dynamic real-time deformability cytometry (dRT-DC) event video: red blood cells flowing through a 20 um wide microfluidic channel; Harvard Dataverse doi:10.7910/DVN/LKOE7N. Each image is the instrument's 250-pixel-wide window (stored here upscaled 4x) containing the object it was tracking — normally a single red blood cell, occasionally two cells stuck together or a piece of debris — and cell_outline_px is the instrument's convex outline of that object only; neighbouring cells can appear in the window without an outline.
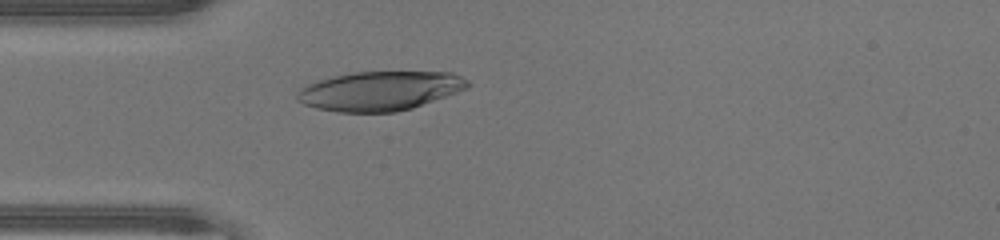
{"species": "human", "species_latin": "Homo sapiens", "temperature_condition": "warm", "stored_images_in_passage": 40, "camera_frame_rate_fps": 3000, "um_per_image_px": 0.085, "donor": {"sex": "male"}, "frame": {"image": 1, "passage_image": 13, "time_ms": 4.0, "image_size_px": [1000, 240], "cell_outline_px": [[472, 84], [468, 88], [412, 108], [396, 112], [336, 112], [316, 108], [304, 104], [296, 100], [296, 92], [304, 84], [316, 80], [332, 76], [356, 72], [452, 72], [468, 80]], "centroid_in_image_um": [32.25, 7.72], "position_along_channel_um": 52.8, "area_um2": 39.25}}
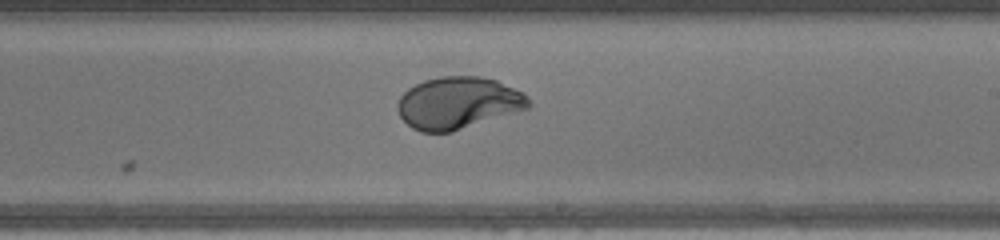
{"frame": {"image": 2, "passage_image": 27, "time_ms": 8.667, "image_size_px": [1000, 240], "cell_outline_px": [[532, 104], [528, 108], [452, 132], [420, 132], [412, 128], [400, 116], [396, 108], [396, 104], [400, 96], [408, 88], [424, 80], [440, 76], [480, 76], [496, 80], [524, 92], [528, 96]], "centroid_in_image_um": [38.94, 8.74], "position_along_channel_um": 250.1, "area_um2": 39.88}}
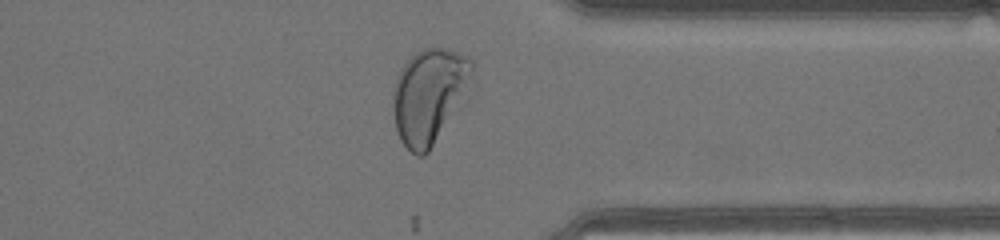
{"frame": {"image": 3, "passage_image": 36, "time_ms": 11.667, "image_size_px": [1000, 240], "cell_outline_px": [[472, 72], [468, 104], [428, 152], [424, 156], [416, 156], [400, 140], [396, 128], [392, 96], [396, 76], [404, 64], [416, 52], [424, 48], [448, 48], [468, 56], [472, 60]], "centroid_in_image_um": [36.57, 8.17], "position_along_channel_um": 374.8, "area_um2": 45.26}, "authors_computed_cell_mechanics": {"area_um2": 39.9398, "velocity_mm_per_s": 4.3512, "shape_relaxation_time_tau1_ms": 3.7406, "shape_relaxation_time_tau2_ms": null, "deformation_change_tau1": 0.248, "deformation_change_tau2": null}}